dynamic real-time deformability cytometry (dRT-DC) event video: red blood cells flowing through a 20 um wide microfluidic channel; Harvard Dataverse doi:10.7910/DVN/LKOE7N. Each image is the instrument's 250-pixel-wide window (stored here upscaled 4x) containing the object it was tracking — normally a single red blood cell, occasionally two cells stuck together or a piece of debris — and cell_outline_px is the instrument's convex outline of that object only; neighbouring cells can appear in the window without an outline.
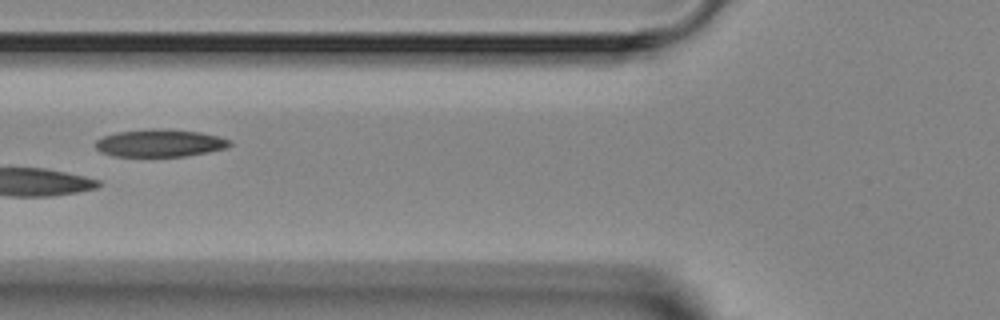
{"species": "Egyptian fruit bat (a non-hibernating species)", "species_latin": "Rousettus aegyptiacus", "temperature_condition": "room temperature", "stored_images_in_passage": 5, "camera_frame_rate_fps": 3000, "um_per_image_px": 0.085, "animal": {"sex": "female"}, "frame": {"image": 1, "passage_image": 5, "time_ms": 5.0, "image_size_px": [1000, 320], "cell_outline_px": [[232, 144], [228, 148], [208, 152], [184, 156], [112, 156], [100, 152], [96, 148], [96, 140], [104, 136], [116, 132], [152, 128], [200, 132], [220, 136], [232, 140]], "centroid_in_image_um": [13.62, 12.16], "position_along_channel_um": 112.2, "area_um2": 21.62}}